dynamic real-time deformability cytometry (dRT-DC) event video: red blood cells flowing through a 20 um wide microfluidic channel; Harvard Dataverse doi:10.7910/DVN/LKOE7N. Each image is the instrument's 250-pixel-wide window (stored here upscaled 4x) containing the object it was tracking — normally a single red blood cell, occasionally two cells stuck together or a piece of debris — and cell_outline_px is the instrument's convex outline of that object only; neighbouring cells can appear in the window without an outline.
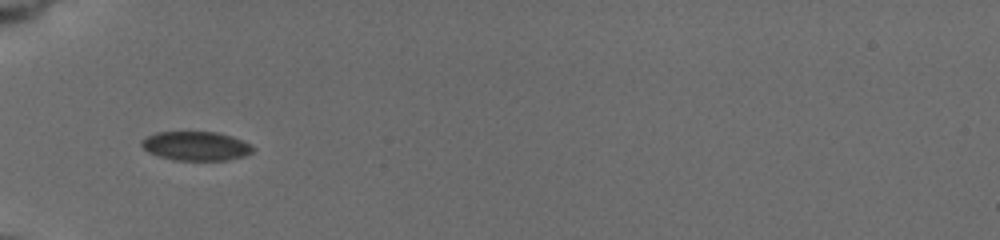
{"species": "common noctule bat (a hibernating species)", "species_latin": "Nyctalus noctula", "temperature_condition": "cold", "stored_images_in_passage": 12, "camera_frame_rate_fps": 3000, "um_per_image_px": 0.085, "animal": {"sex": "female", "body_mass_g": 19.5, "forearm_length_mm": 54.1}, "frame": {"image": 1, "passage_image": 1, "time_ms": 0.0, "image_size_px": [1000, 240], "cell_outline_px": [[252, 152], [244, 156], [224, 160], [176, 160], [160, 156], [148, 152], [140, 144], [140, 140], [156, 132], [216, 132], [232, 136], [248, 144], [252, 148]], "centroid_in_image_um": [16.61, 12.4], "position_along_channel_um": 68.4, "area_um2": 18.55}}
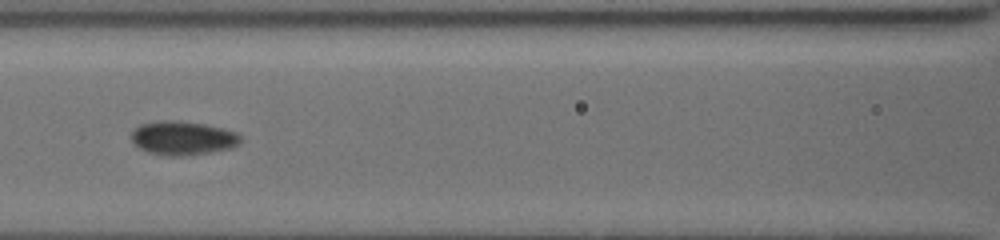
{"frame": {"image": 2, "passage_image": 7, "time_ms": 2.333, "image_size_px": [1000, 240], "cell_outline_px": [[240, 144], [232, 148], [212, 152], [180, 156], [168, 156], [148, 152], [140, 148], [132, 140], [132, 132], [140, 124], [160, 120], [176, 120], [204, 124], [224, 128], [236, 132], [240, 136]], "centroid_in_image_um": [15.56, 11.73], "position_along_channel_um": 151.0, "area_um2": 21.56}}
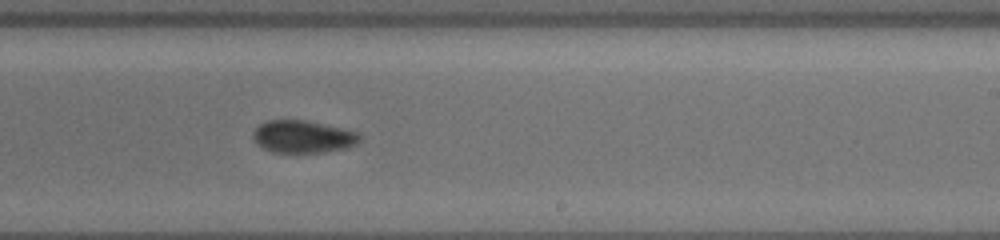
{"frame": {"image": 3, "passage_image": 12, "time_ms": 5.333, "image_size_px": [1000, 240], "cell_outline_px": [[360, 140], [356, 144], [348, 148], [324, 152], [272, 152], [256, 144], [252, 136], [252, 132], [260, 124], [268, 120], [308, 120], [356, 132], [360, 136]], "centroid_in_image_um": [25.72, 11.62], "position_along_channel_um": 263.3, "area_um2": 20.11}}